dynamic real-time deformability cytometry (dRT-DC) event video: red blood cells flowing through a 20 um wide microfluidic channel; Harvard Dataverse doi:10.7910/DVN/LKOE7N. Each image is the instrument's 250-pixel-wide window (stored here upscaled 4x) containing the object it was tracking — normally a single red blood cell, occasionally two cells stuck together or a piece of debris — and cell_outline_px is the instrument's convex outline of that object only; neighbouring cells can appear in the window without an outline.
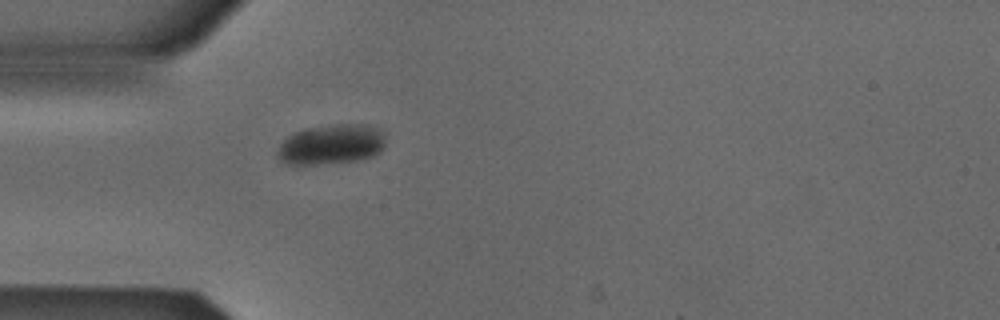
{"species": "Egyptian fruit bat (a non-hibernating species)", "species_latin": "Rousettus aegyptiacus", "temperature_condition": "cold", "stored_images_in_passage": 38, "camera_frame_rate_fps": 3000, "um_per_image_px": 0.085, "animal": {"sex": "male"}, "frame": {"image": 1, "passage_image": 1, "time_ms": 0.0, "image_size_px": [1000, 320], "cell_outline_px": [[384, 144], [380, 152], [372, 156], [356, 160], [316, 164], [284, 164], [276, 156], [276, 148], [288, 136], [296, 132], [308, 128], [332, 124], [368, 124], [380, 128], [384, 132]], "centroid_in_image_um": [28.15, 12.26], "position_along_channel_um": 56.8, "area_um2": 25.32}}
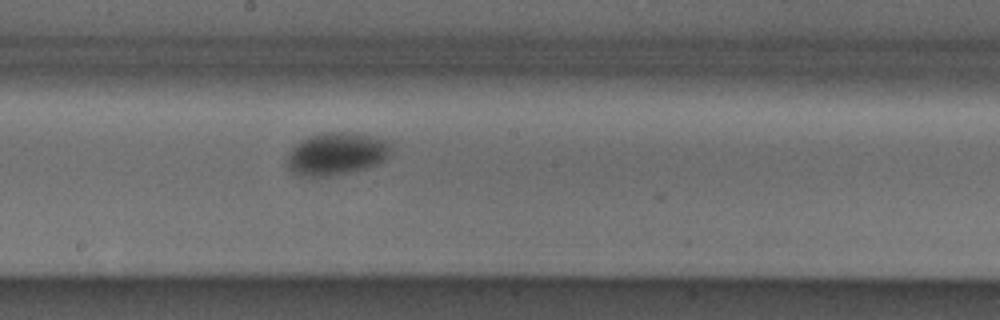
{"frame": {"image": 2, "passage_image": 14, "time_ms": 4.333, "image_size_px": [1000, 320], "cell_outline_px": [[392, 148], [388, 156], [384, 160], [368, 168], [336, 176], [296, 176], [284, 164], [284, 160], [288, 152], [296, 144], [308, 136], [324, 132], [356, 132], [372, 136], [384, 140]], "centroid_in_image_um": [28.54, 13.09], "position_along_channel_um": 219.7, "area_um2": 26.3}}
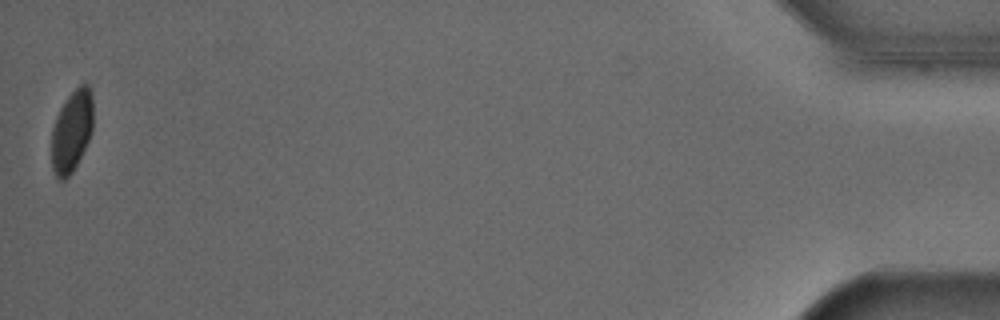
{"frame": {"image": 3, "passage_image": 38, "time_ms": 12.333, "image_size_px": [1000, 320], "cell_outline_px": [[92, 128], [88, 140], [72, 172], [64, 180], [60, 180], [56, 176], [52, 168], [52, 128], [56, 116], [60, 108], [68, 96], [80, 84], [88, 84], [92, 92]], "centroid_in_image_um": [6.09, 11.12], "position_along_channel_um": 429.1, "area_um2": 19.54}, "authors_computed_cell_mechanics": {"area_um2": 24.3049, "velocity_mm_per_s": 3.8656, "shape_relaxation_time_tau1_ms": 4.5615, "shape_relaxation_time_tau2_ms": null, "deformation_change_tau1": 0.0571, "deformation_change_tau2": null}}